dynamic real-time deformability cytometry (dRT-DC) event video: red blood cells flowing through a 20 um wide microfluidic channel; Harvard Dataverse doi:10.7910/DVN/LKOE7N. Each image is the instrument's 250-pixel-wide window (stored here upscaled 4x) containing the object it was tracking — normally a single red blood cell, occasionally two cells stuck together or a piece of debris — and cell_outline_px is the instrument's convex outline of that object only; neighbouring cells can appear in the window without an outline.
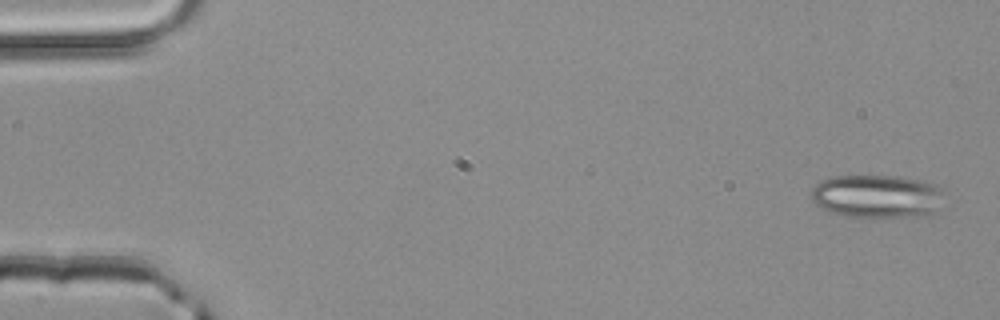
{"species": "common noctule bat (a hibernating species)", "species_latin": "Nyctalus noctula", "temperature_condition": "room temperature", "stored_images_in_passage": 3, "camera_frame_rate_fps": 3000, "um_per_image_px": 0.085, "animal": {"sex": "male", "body_mass_g": 20.4}, "frame": {"image": 1, "passage_image": 1, "time_ms": 0.0, "image_size_px": [1000, 320], "cell_outline_px": [[940, 192], [936, 208], [932, 216], [848, 216], [828, 212], [816, 204], [812, 200], [812, 188], [820, 180], [828, 176], [896, 176], [920, 180], [936, 184], [940, 188]], "centroid_in_image_um": [74.48, 16.67], "position_along_channel_um": 10.5, "area_um2": 33.12}}